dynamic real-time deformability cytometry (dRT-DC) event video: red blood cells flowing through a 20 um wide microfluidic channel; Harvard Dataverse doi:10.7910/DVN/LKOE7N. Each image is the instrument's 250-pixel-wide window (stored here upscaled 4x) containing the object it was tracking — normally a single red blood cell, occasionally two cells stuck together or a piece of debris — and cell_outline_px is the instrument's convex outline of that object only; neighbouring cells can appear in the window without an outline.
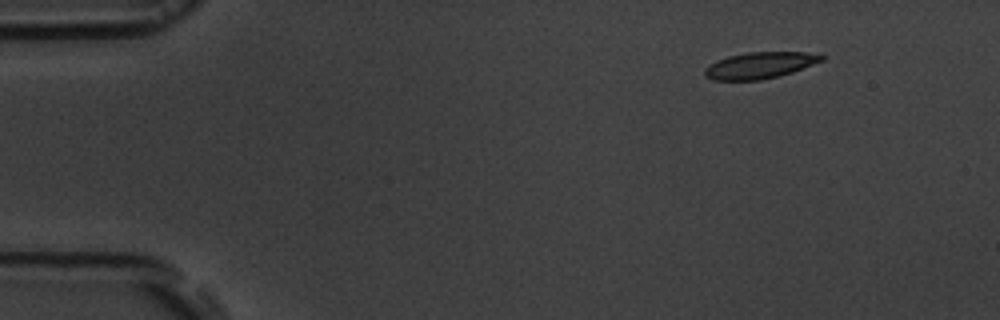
{"species": "common noctule bat (a hibernating species)", "species_latin": "Nyctalus noctula", "temperature_condition": "room temperature", "stored_images_in_passage": 4, "camera_frame_rate_fps": 3000, "um_per_image_px": 0.085, "animal": {"sex": "male", "body_mass_g": 19.5, "forearm_length_mm": 54.6}, "frame": {"image": 1, "passage_image": 1, "time_ms": 0.0, "image_size_px": [1000, 320], "cell_outline_px": [[824, 60], [792, 72], [780, 76], [760, 80], [712, 80], [704, 76], [704, 68], [708, 64], [716, 60], [728, 56], [748, 52], [820, 52], [824, 56]], "centroid_in_image_um": [64.58, 5.54], "position_along_channel_um": 20.4, "area_um2": 18.26}}
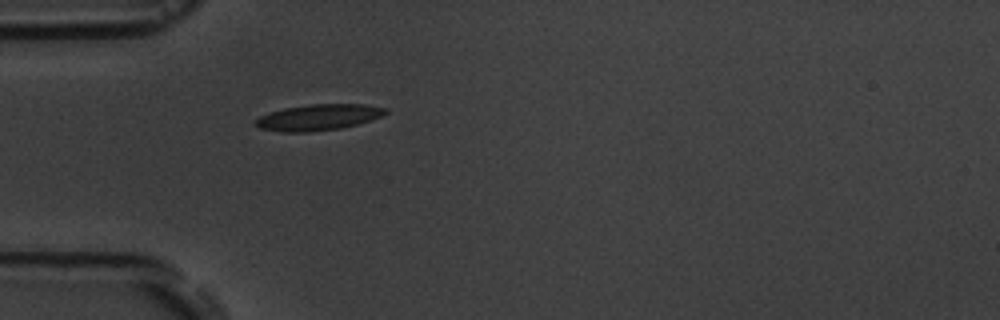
{"frame": {"image": 2, "passage_image": 4, "time_ms": 3.333, "image_size_px": [1000, 320], "cell_outline_px": [[388, 112], [380, 116], [356, 124], [340, 128], [308, 132], [280, 132], [260, 128], [256, 124], [256, 120], [260, 116], [268, 112], [284, 108], [312, 104], [364, 104], [388, 108]], "centroid_in_image_um": [27.05, 9.96], "position_along_channel_um": 58.0, "area_um2": 19.54}}